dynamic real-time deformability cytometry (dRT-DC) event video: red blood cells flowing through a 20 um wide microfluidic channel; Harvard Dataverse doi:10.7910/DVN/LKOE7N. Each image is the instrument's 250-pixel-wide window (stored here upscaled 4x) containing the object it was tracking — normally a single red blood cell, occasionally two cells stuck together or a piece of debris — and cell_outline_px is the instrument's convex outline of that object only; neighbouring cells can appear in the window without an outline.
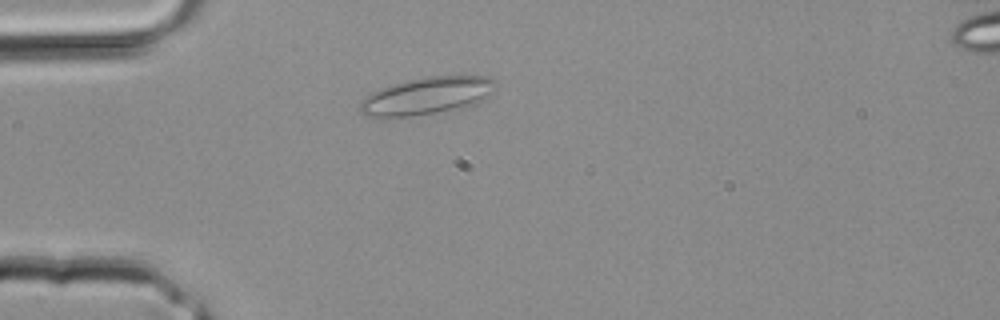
{"species": "common noctule bat (a hibernating species)", "species_latin": "Nyctalus noctula", "temperature_condition": "room temperature", "stored_images_in_passage": 1, "camera_frame_rate_fps": 3000, "um_per_image_px": 0.085, "animal": {"sex": "male", "body_mass_g": 20.4}, "frame": {"image": 1, "passage_image": 1, "time_ms": 0.0, "image_size_px": [1000, 320], "cell_outline_px": [[496, 92], [476, 104], [460, 108], [384, 120], [380, 120], [360, 116], [360, 100], [364, 96], [380, 88], [408, 80], [428, 76], [492, 76], [496, 80]], "centroid_in_image_um": [36.24, 8.18], "position_along_channel_um": 48.8, "area_um2": 30.4}}